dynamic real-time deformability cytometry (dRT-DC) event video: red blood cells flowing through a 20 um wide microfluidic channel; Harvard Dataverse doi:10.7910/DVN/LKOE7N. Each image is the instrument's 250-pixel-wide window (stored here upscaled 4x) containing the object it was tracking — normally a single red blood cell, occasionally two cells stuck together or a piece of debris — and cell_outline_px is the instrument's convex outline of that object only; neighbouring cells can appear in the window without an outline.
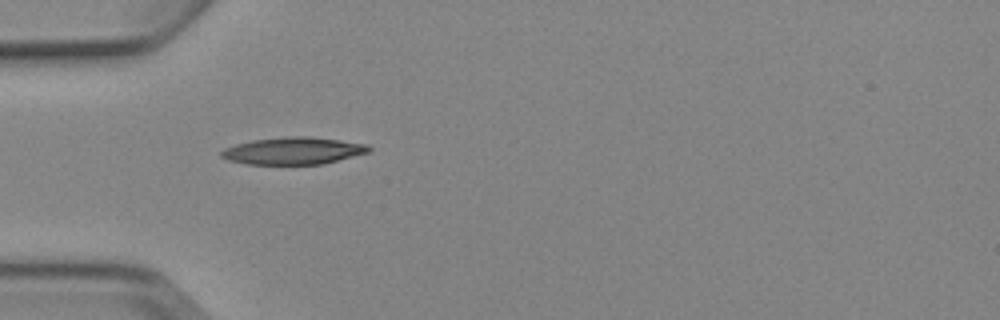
{"species": "Egyptian fruit bat (a non-hibernating species)", "species_latin": "Rousettus aegyptiacus", "temperature_condition": "cold", "stored_images_in_passage": 2, "camera_frame_rate_fps": 3000, "um_per_image_px": 0.085, "animal": {"sex": "female"}, "frame": {"image": 1, "passage_image": 1, "time_ms": 0.0, "image_size_px": [1000, 320], "cell_outline_px": [[372, 148], [368, 152], [324, 164], [248, 164], [228, 160], [220, 156], [220, 152], [224, 148], [236, 144], [252, 140], [288, 136], [308, 136], [340, 140], [368, 144]], "centroid_in_image_um": [24.92, 12.81], "position_along_channel_um": 60.1, "area_um2": 23.35}}
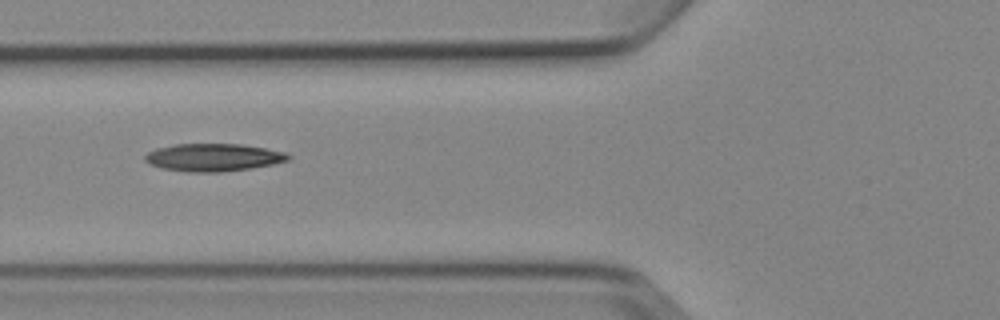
{"frame": {"image": 2, "passage_image": 2, "time_ms": 1.333, "image_size_px": [1000, 320], "cell_outline_px": [[292, 156], [288, 160], [272, 164], [248, 168], [220, 172], [184, 172], [160, 168], [144, 160], [144, 156], [148, 152], [156, 148], [176, 144], [240, 144], [264, 148], [284, 152]], "centroid_in_image_um": [18.09, 13.38], "position_along_channel_um": 107.7, "area_um2": 22.95}}